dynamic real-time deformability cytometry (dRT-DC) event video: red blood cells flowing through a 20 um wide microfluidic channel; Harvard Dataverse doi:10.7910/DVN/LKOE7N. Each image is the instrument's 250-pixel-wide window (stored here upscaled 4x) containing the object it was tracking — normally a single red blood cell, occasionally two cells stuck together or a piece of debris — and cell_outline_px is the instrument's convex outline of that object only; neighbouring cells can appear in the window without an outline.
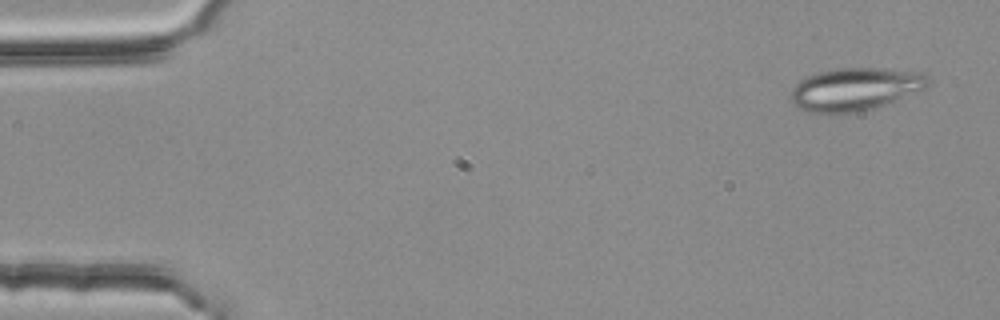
{"species": "common noctule bat (a hibernating species)", "species_latin": "Nyctalus noctula", "temperature_condition": "room temperature", "stored_images_in_passage": 4, "camera_frame_rate_fps": 3000, "um_per_image_px": 0.085, "animal": {"sex": "female", "body_mass_g": 25.1}, "frame": {"image": 1, "passage_image": 1, "time_ms": 0.0, "image_size_px": [1000, 320], "cell_outline_px": [[928, 88], [884, 104], [860, 112], [808, 112], [792, 104], [788, 96], [792, 88], [800, 80], [808, 76], [820, 72], [840, 68], [876, 68], [924, 72], [928, 76]], "centroid_in_image_um": [72.68, 7.57], "position_along_channel_um": 12.3, "area_um2": 34.04}}